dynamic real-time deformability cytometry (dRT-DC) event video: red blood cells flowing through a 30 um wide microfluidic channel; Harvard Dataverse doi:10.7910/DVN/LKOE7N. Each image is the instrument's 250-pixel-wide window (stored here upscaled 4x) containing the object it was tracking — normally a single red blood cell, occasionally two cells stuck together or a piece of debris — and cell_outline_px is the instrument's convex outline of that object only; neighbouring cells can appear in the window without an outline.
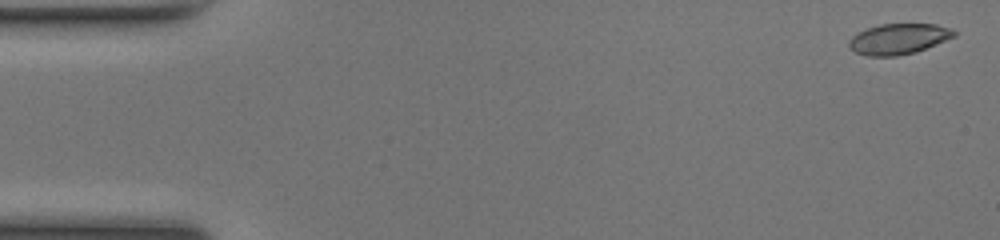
{"species": "common noctule bat (a hibernating species)", "species_latin": "Nyctalus noctula", "temperature_condition": "room temperature", "stored_images_in_passage": 50, "camera_frame_rate_fps": 3000, "um_per_image_px": 0.085, "animal": {"sex": "female", "body_mass_g": 17.0, "forearm_length_mm": 48.0}, "frame": {"image": 1, "passage_image": 2, "time_ms": 0.333, "image_size_px": [1000, 240], "cell_outline_px": [[956, 36], [916, 52], [896, 56], [868, 56], [856, 52], [848, 44], [848, 40], [852, 36], [868, 28], [880, 24], [936, 24], [952, 28], [956, 32]], "centroid_in_image_um": [76.41, 3.3], "position_along_channel_um": 8.6, "area_um2": 18.67}}
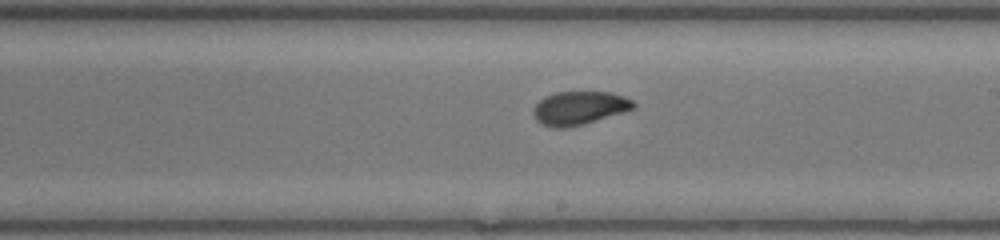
{"frame": {"image": 2, "passage_image": 29, "time_ms": 9.333, "image_size_px": [1000, 240], "cell_outline_px": [[636, 108], [584, 124], [568, 128], [552, 128], [540, 124], [536, 120], [532, 112], [532, 108], [544, 96], [556, 92], [608, 92], [624, 96], [632, 100], [636, 104]], "centroid_in_image_um": [49.21, 9.19], "position_along_channel_um": 239.8, "area_um2": 19.71}}
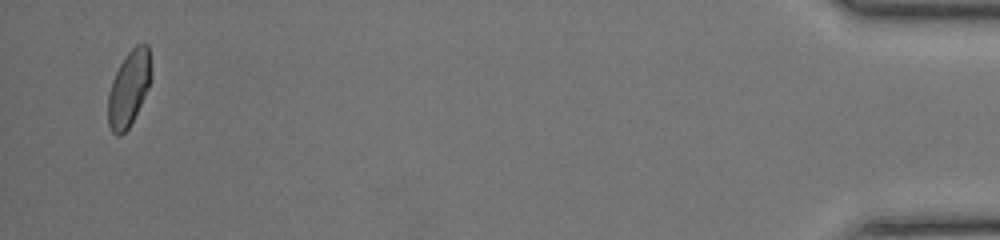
{"frame": {"image": 3, "passage_image": 49, "time_ms": 16.0, "image_size_px": [1000, 240], "cell_outline_px": [[152, 76], [148, 88], [128, 128], [120, 136], [116, 136], [112, 132], [108, 124], [108, 92], [112, 80], [120, 64], [128, 52], [136, 44], [148, 44]], "centroid_in_image_um": [10.94, 7.5], "position_along_channel_um": 424.3, "area_um2": 18.79}}